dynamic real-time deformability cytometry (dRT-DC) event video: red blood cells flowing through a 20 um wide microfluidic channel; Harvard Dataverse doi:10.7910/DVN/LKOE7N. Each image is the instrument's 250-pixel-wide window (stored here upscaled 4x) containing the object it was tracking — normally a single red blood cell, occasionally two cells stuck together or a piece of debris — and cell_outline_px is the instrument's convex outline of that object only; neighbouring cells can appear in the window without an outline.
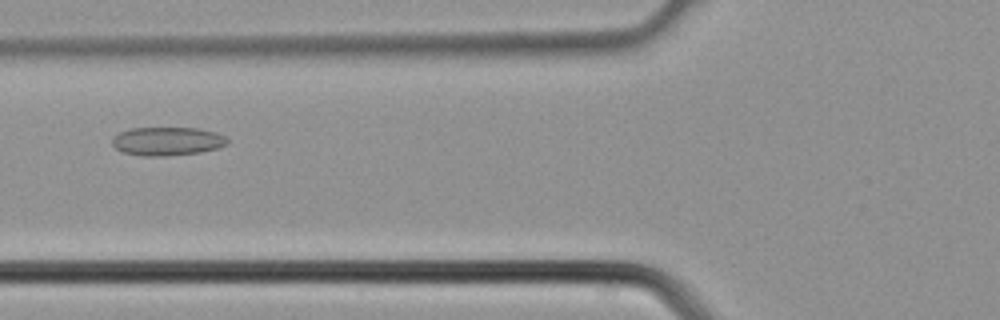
{"species": "common noctule bat (a hibernating species)", "species_latin": "Nyctalus noctula", "temperature_condition": "cold", "stored_images_in_passage": 3, "camera_frame_rate_fps": 3000, "um_per_image_px": 0.085, "animal": {"sex": "male", "body_mass_g": 21.5, "forearm_length_mm": 52.0}, "frame": {"image": 1, "passage_image": 3, "time_ms": 0.667, "image_size_px": [1000, 320], "cell_outline_px": [[228, 144], [216, 148], [200, 152], [168, 156], [144, 156], [120, 152], [112, 144], [112, 136], [120, 132], [132, 128], [196, 128], [216, 132], [224, 136], [228, 140]], "centroid_in_image_um": [14.19, 12.01], "position_along_channel_um": 111.6, "area_um2": 19.19}}